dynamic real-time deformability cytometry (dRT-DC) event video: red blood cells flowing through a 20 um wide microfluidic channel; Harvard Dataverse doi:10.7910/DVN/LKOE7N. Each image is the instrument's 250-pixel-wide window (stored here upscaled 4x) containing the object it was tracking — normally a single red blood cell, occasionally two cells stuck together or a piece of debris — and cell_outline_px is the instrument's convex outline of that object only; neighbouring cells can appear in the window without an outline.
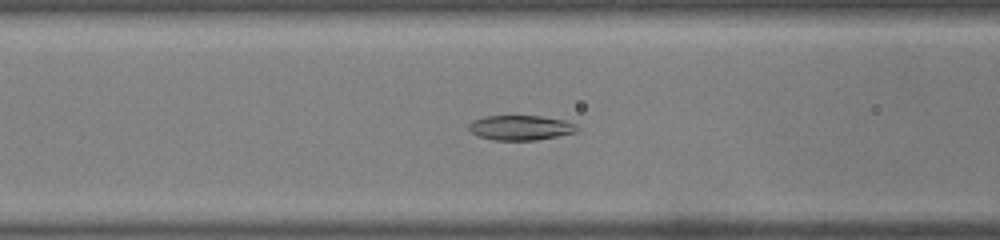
{"species": "common noctule bat (a hibernating species)", "species_latin": "Nyctalus noctula", "temperature_condition": "warm", "stored_images_in_passage": 49, "camera_frame_rate_fps": 3000, "um_per_image_px": 0.085, "animal": {"sex": "male", "body_mass_g": 19.0, "forearm_length_mm": 50.8}, "frame": {"image": 1, "passage_image": 20, "time_ms": 6.333, "image_size_px": [1000, 240], "cell_outline_px": [[580, 128], [576, 132], [536, 140], [492, 140], [480, 136], [472, 132], [468, 128], [468, 124], [472, 120], [484, 116], [540, 116], [564, 120], [576, 124]], "centroid_in_image_um": [44.25, 10.85], "position_along_channel_um": 122.4, "area_um2": 15.66}}
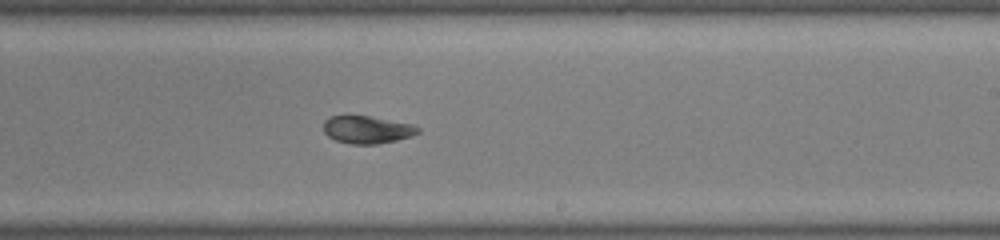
{"frame": {"image": 2, "passage_image": 30, "time_ms": 9.667, "image_size_px": [1000, 240], "cell_outline_px": [[420, 132], [412, 136], [396, 140], [376, 144], [348, 144], [336, 140], [328, 136], [324, 132], [324, 120], [328, 116], [368, 116], [412, 124], [420, 128]], "centroid_in_image_um": [31.2, 11.02], "position_along_channel_um": 257.8, "area_um2": 15.14}}
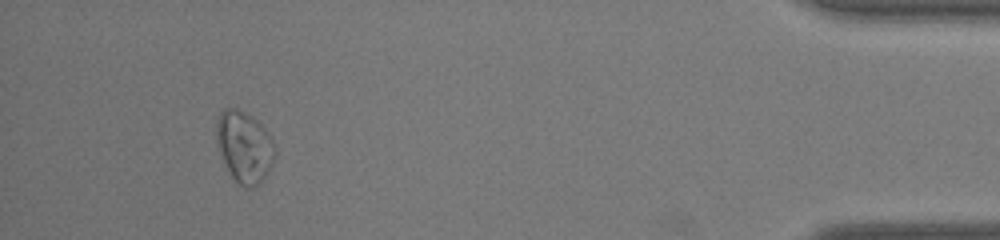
{"frame": {"image": 3, "passage_image": 46, "time_ms": 15.0, "image_size_px": [1000, 240], "cell_outline_px": [[276, 156], [268, 172], [260, 184], [252, 188], [248, 188], [240, 184], [232, 176], [220, 152], [216, 136], [216, 120], [220, 112], [224, 108], [236, 108], [252, 116], [264, 128], [272, 140], [276, 152]], "centroid_in_image_um": [20.78, 12.47], "position_along_channel_um": 414.4, "area_um2": 24.1}, "authors_computed_cell_mechanics": {"area_um2": 20.4034, "velocity_mm_per_s": 4.077, "shape_relaxation_time_tau1_ms": null, "shape_relaxation_time_tau2_ms": 1.5752, "deformation_change_tau1": null, "deformation_change_tau2": 0.0501}}